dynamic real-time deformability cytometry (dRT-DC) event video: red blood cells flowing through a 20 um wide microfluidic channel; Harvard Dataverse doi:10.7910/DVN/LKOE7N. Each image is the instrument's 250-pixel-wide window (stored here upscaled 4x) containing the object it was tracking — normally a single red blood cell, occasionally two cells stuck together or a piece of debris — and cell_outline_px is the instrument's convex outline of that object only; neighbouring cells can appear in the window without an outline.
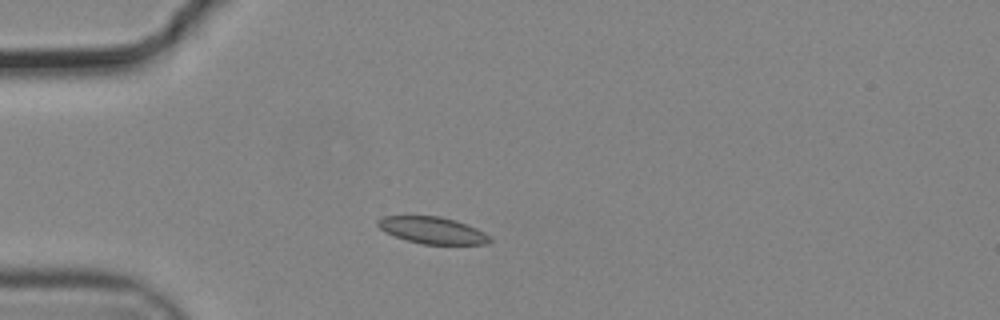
{"species": "common noctule bat (a hibernating species)", "species_latin": "Nyctalus noctula", "temperature_condition": "cold", "stored_images_in_passage": 41, "camera_frame_rate_fps": 3000, "um_per_image_px": 0.085, "animal": {"sex": "male", "body_mass_g": 19.2, "forearm_length_mm": 51.8}, "frame": {"image": 1, "passage_image": 1, "time_ms": 0.0, "image_size_px": [1000, 320], "cell_outline_px": [[492, 240], [488, 244], [424, 244], [408, 240], [384, 232], [376, 224], [376, 220], [384, 216], [440, 216], [456, 220], [468, 224], [484, 232]], "centroid_in_image_um": [36.76, 19.56], "position_along_channel_um": 48.2, "area_um2": 17.46}}
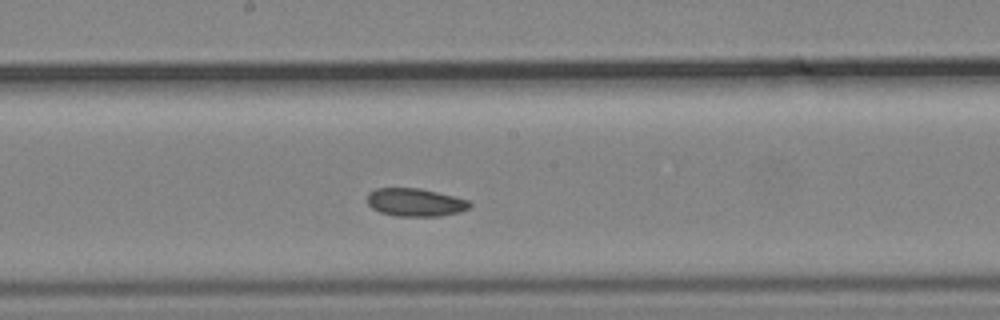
{"frame": {"image": 2, "passage_image": 16, "time_ms": 5.0, "image_size_px": [1000, 320], "cell_outline_px": [[472, 204], [468, 208], [460, 212], [440, 216], [396, 216], [380, 212], [372, 208], [368, 204], [368, 192], [376, 188], [420, 188], [468, 200]], "centroid_in_image_um": [35.28, 17.2], "position_along_channel_um": 212.9, "area_um2": 16.65}}
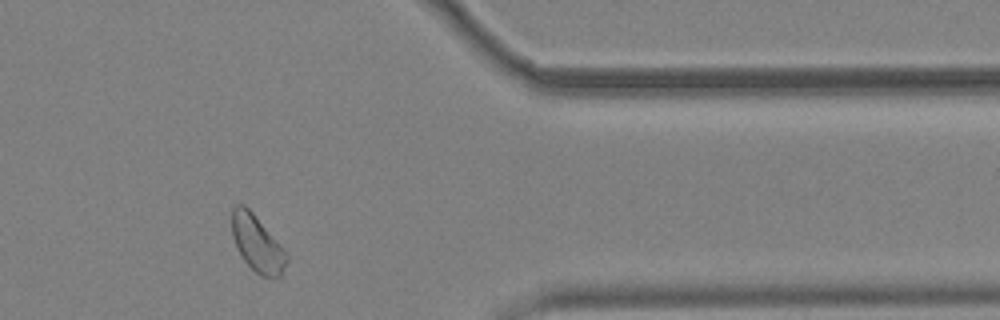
{"frame": {"image": 3, "passage_image": 32, "time_ms": 10.333, "image_size_px": [1000, 320], "cell_outline_px": [[288, 260], [280, 276], [260, 276], [244, 260], [236, 248], [232, 236], [232, 208], [236, 204], [244, 204], [252, 212], [284, 248], [288, 256]], "centroid_in_image_um": [21.85, 20.68], "position_along_channel_um": 389.6, "area_um2": 17.8}}